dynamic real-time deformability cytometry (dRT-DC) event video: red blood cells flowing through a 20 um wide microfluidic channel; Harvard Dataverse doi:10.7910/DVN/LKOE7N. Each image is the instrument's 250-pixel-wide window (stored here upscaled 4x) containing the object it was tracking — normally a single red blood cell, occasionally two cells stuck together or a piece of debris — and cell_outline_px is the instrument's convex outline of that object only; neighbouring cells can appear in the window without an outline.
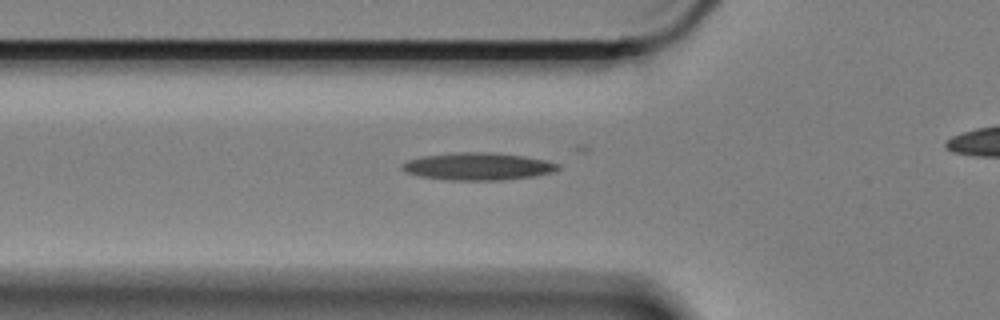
{"species": "Egyptian fruit bat (a non-hibernating species)", "species_latin": "Rousettus aegyptiacus", "temperature_condition": "cold", "stored_images_in_passage": 29, "camera_frame_rate_fps": 3000, "um_per_image_px": 0.085, "animal": {"sex": "female"}, "frame": {"image": 1, "passage_image": 2, "time_ms": 0.333, "image_size_px": [1000, 320], "cell_outline_px": [[560, 168], [552, 172], [536, 176], [504, 180], [448, 180], [420, 176], [408, 172], [400, 168], [408, 160], [424, 156], [460, 152], [492, 152], [524, 156], [548, 160], [560, 164]], "centroid_in_image_um": [40.7, 14.14], "position_along_channel_um": 85.1, "area_um2": 24.85}}
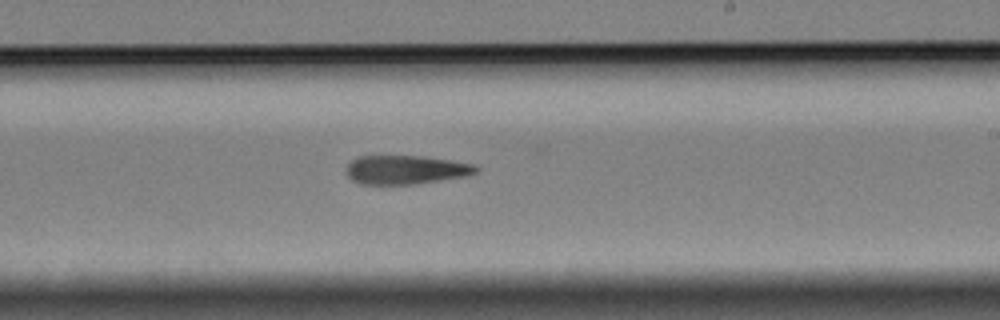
{"frame": {"image": 2, "passage_image": 17, "time_ms": 5.333, "image_size_px": [1000, 320], "cell_outline_px": [[480, 168], [476, 172], [464, 176], [412, 184], [360, 184], [352, 180], [348, 176], [348, 164], [356, 156], [420, 156], [476, 164]], "centroid_in_image_um": [34.48, 14.42], "position_along_channel_um": 254.5, "area_um2": 21.5}}
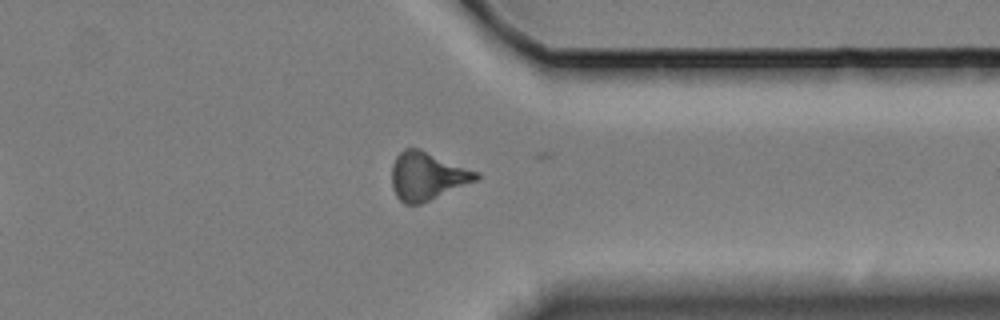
{"frame": {"image": 3, "passage_image": 28, "time_ms": 9.0, "image_size_px": [1000, 320], "cell_outline_px": [[480, 176], [476, 180], [420, 204], [404, 204], [396, 196], [392, 188], [392, 164], [396, 156], [404, 148], [420, 148], [480, 172]], "centroid_in_image_um": [36.29, 14.94], "position_along_channel_um": 375.1, "area_um2": 23.64}}